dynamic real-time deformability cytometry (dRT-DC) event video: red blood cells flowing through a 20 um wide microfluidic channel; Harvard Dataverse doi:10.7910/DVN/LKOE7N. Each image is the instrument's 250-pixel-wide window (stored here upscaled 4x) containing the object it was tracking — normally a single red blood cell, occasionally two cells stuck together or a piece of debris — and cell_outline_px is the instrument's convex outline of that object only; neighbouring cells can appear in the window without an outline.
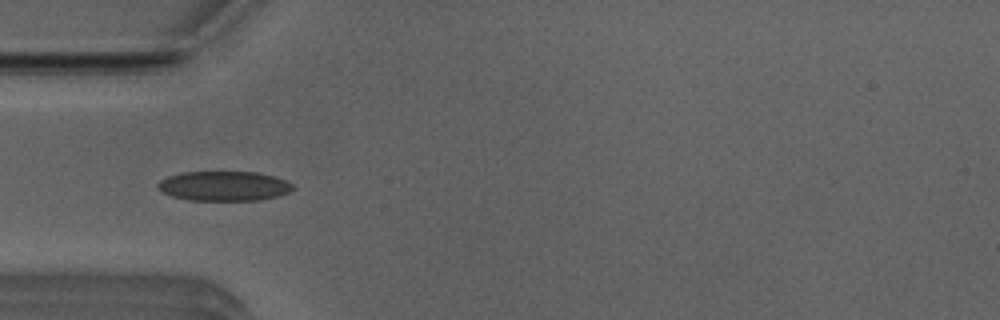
{"species": "Egyptian fruit bat (a non-hibernating species)", "species_latin": "Rousettus aegyptiacus", "temperature_condition": "room temperature", "stored_images_in_passage": 39, "camera_frame_rate_fps": 3000, "um_per_image_px": 0.085, "animal": {"sex": "male"}, "frame": {"image": 1, "passage_image": 3, "time_ms": 0.667, "image_size_px": [1000, 320], "cell_outline_px": [[296, 188], [288, 192], [276, 196], [260, 200], [188, 200], [172, 196], [156, 188], [156, 184], [160, 180], [168, 176], [180, 172], [256, 172], [272, 176], [284, 180], [292, 184]], "centroid_in_image_um": [19.0, 15.81], "position_along_channel_um": 66.0, "area_um2": 23.29}}
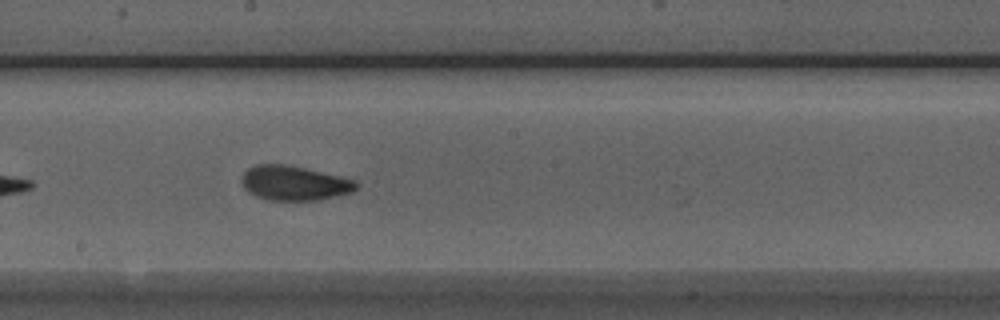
{"frame": {"image": 2, "passage_image": 15, "time_ms": 4.667, "image_size_px": [1000, 320], "cell_outline_px": [[360, 184], [352, 192], [320, 200], [268, 200], [256, 196], [248, 192], [244, 188], [240, 180], [244, 172], [248, 168], [256, 164], [284, 164], [304, 168], [340, 176], [356, 180]], "centroid_in_image_um": [25.0, 15.56], "position_along_channel_um": 223.2, "area_um2": 23.18}}
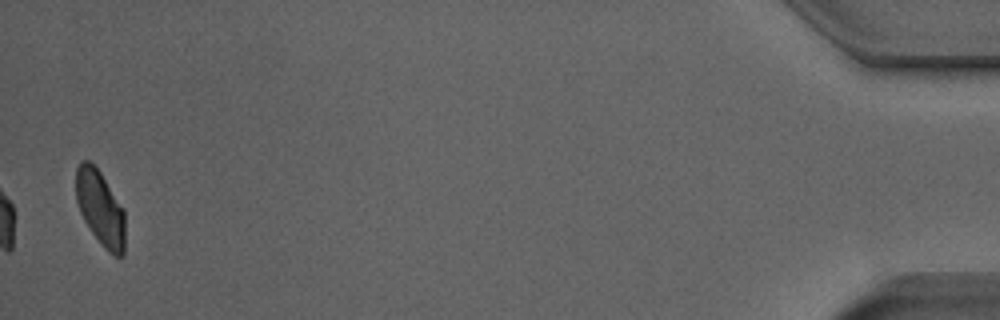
{"frame": {"image": 3, "passage_image": 38, "time_ms": 12.333, "image_size_px": [1000, 320], "cell_outline_px": [[124, 256], [112, 256], [100, 244], [84, 220], [80, 212], [76, 200], [76, 168], [80, 160], [88, 160], [100, 172], [124, 208]], "centroid_in_image_um": [8.53, 17.7], "position_along_channel_um": 426.7, "area_um2": 21.56}, "authors_computed_cell_mechanics": {"area_um2": 22.7154, "velocity_mm_per_s": 3.9274, "shape_relaxation_time_tau1_ms": 3.0066, "shape_relaxation_time_tau2_ms": 1.1745, "deformation_change_tau1": 0.1166, "deformation_change_tau2": 0.0715}}